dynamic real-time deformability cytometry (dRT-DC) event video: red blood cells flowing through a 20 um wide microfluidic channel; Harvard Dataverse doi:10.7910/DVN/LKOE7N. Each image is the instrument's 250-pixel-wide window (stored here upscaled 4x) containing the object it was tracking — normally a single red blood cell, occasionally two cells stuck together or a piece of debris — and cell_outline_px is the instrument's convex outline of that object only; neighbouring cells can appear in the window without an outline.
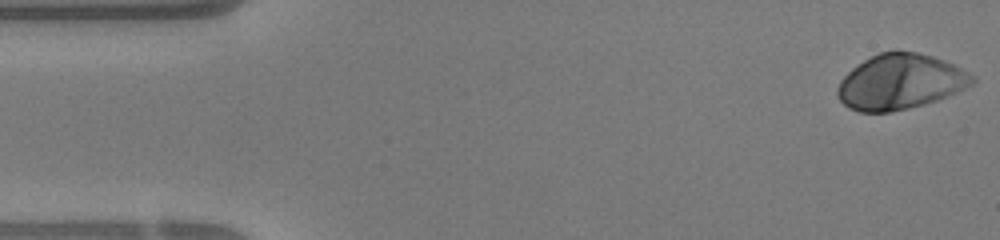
{"species": "human", "species_latin": "Homo sapiens", "temperature_condition": "warm", "stored_images_in_passage": 46, "camera_frame_rate_fps": 3000, "um_per_image_px": 0.085, "donor": {"sex": "female"}, "frame": {"image": 1, "passage_image": 1, "time_ms": 0.0, "image_size_px": [1000, 240], "cell_outline_px": [[976, 80], [972, 84], [956, 92], [936, 100], [924, 104], [908, 108], [888, 112], [860, 112], [848, 108], [836, 96], [836, 88], [840, 80], [852, 68], [864, 60], [880, 52], [916, 52], [932, 56], [944, 60], [976, 76]], "centroid_in_image_um": [76.49, 6.97], "position_along_channel_um": 8.5, "area_um2": 43.06}}
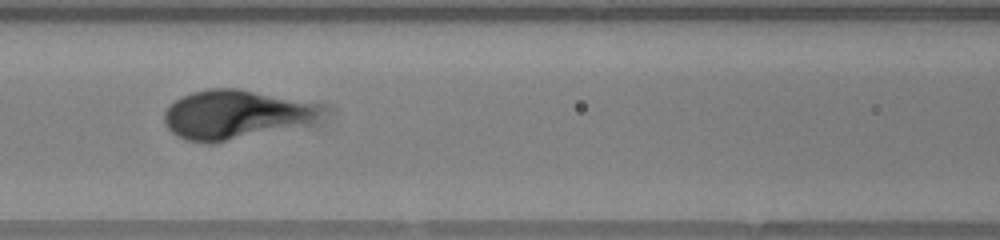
{"frame": {"image": 2, "passage_image": 19, "time_ms": 6.0, "image_size_px": [1000, 240], "cell_outline_px": [[316, 116], [300, 124], [216, 144], [204, 144], [188, 140], [176, 136], [164, 124], [164, 112], [180, 96], [192, 92], [208, 88], [236, 88], [316, 104]], "centroid_in_image_um": [19.78, 9.75], "position_along_channel_um": 146.8, "area_um2": 43.47}}
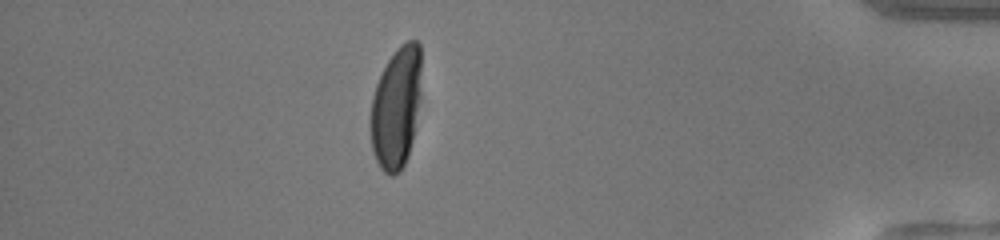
{"frame": {"image": 3, "passage_image": 40, "time_ms": 13.0, "image_size_px": [1000, 240], "cell_outline_px": [[420, 100], [412, 140], [408, 156], [400, 172], [392, 176], [388, 176], [380, 168], [376, 160], [372, 148], [372, 96], [376, 84], [388, 60], [396, 48], [400, 44], [408, 40], [416, 40], [420, 44]], "centroid_in_image_um": [33.69, 9.14], "position_along_channel_um": 401.5, "area_um2": 35.72}, "authors_computed_cell_mechanics": {"area_um2": 41.0091, "velocity_mm_per_s": 4.3372, "shape_relaxation_time_tau1_ms": 2.7566, "shape_relaxation_time_tau2_ms": null, "deformation_change_tau1": 0.1949, "deformation_change_tau2": null}}